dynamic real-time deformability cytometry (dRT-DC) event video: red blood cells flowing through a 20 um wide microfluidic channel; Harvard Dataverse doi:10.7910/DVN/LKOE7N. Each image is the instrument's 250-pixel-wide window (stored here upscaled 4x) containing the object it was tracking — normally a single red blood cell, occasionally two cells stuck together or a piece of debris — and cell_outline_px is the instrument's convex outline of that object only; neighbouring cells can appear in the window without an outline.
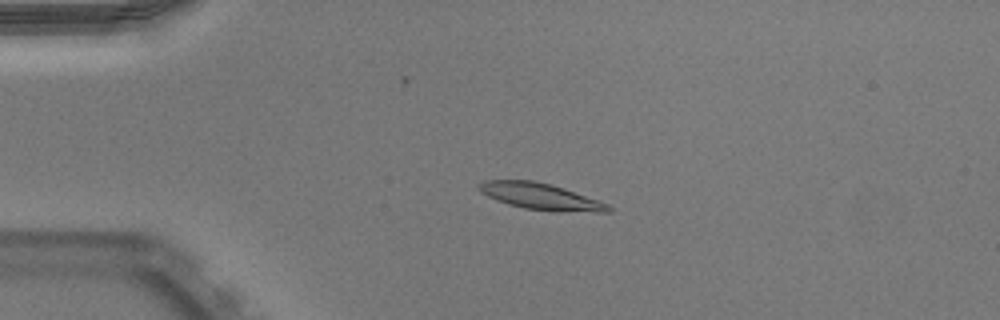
{"species": "Egyptian fruit bat (a non-hibernating species)", "species_latin": "Rousettus aegyptiacus", "temperature_condition": "warm", "stored_images_in_passage": 49, "camera_frame_rate_fps": 3000, "um_per_image_px": 0.085, "animal": {"sex": "male"}, "frame": {"image": 1, "passage_image": 10, "time_ms": 3.0, "image_size_px": [1000, 320], "cell_outline_px": [[612, 212], [556, 212], [524, 208], [508, 204], [496, 200], [480, 192], [476, 188], [476, 184], [484, 180], [532, 180], [564, 188], [600, 200], [608, 204], [612, 208]], "centroid_in_image_um": [45.96, 16.71], "position_along_channel_um": 39.0, "area_um2": 20.23}}
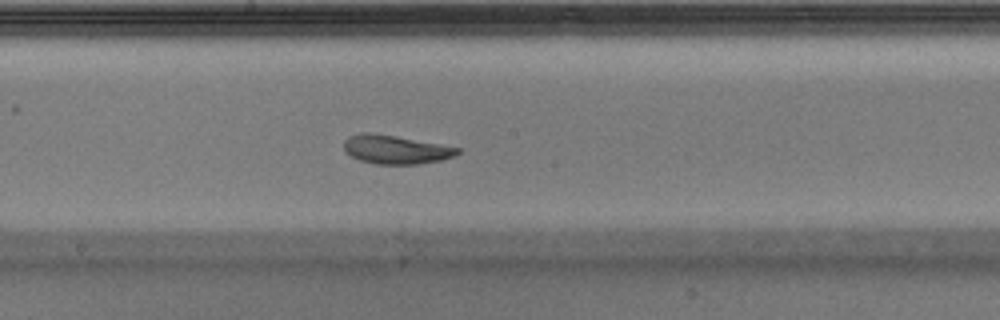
{"frame": {"image": 2, "passage_image": 26, "time_ms": 8.333, "image_size_px": [1000, 320], "cell_outline_px": [[460, 152], [456, 156], [440, 160], [420, 164], [376, 164], [360, 160], [344, 152], [344, 140], [348, 136], [360, 132], [372, 132], [396, 136], [440, 144], [460, 148]], "centroid_in_image_um": [33.61, 12.7], "position_along_channel_um": 214.6, "area_um2": 19.13}}
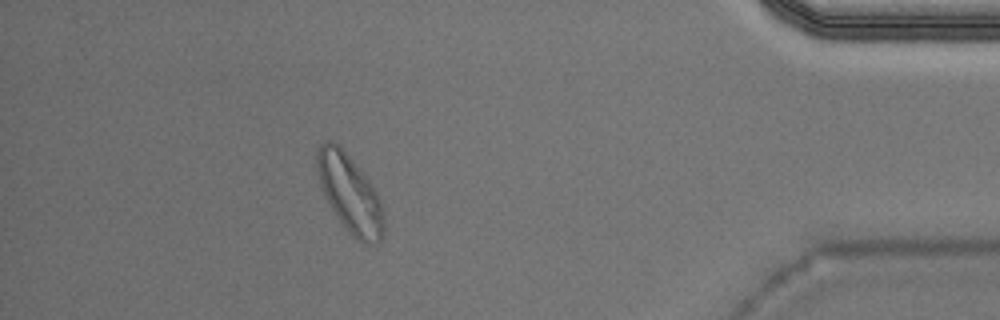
{"frame": {"image": 3, "passage_image": 44, "time_ms": 14.333, "image_size_px": [1000, 320], "cell_outline_px": [[384, 232], [380, 240], [372, 244], [360, 244], [352, 236], [336, 216], [320, 184], [316, 168], [316, 152], [320, 144], [324, 140], [332, 140], [348, 156], [372, 184], [380, 200], [384, 216]], "centroid_in_image_um": [29.74, 16.48], "position_along_channel_um": 405.5, "area_um2": 30.0}, "authors_computed_cell_mechanics": {"area_um2": 19.4208, "velocity_mm_per_s": 3.9209, "shape_relaxation_time_tau1_ms": 2.9544, "shape_relaxation_time_tau2_ms": 1.6239, "deformation_change_tau1": 0.1291, "deformation_change_tau2": 0.0751}}